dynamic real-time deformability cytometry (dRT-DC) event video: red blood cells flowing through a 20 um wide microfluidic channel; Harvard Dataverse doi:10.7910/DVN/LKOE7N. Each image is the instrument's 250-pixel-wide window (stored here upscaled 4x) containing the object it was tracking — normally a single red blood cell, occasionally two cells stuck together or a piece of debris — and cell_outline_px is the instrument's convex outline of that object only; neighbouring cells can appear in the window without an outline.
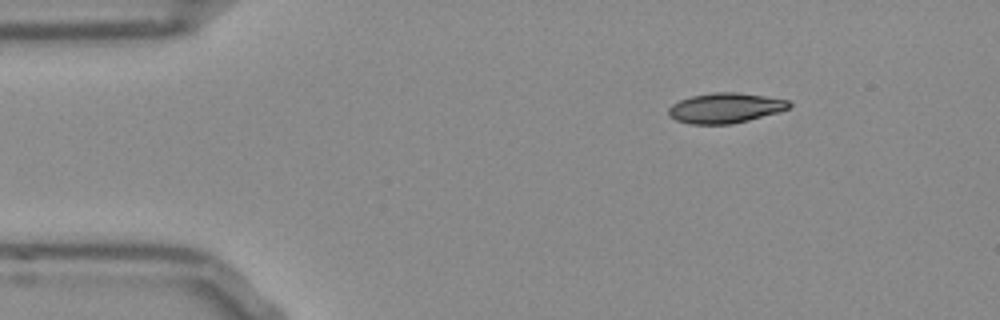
{"species": "Egyptian fruit bat (a non-hibernating species)", "species_latin": "Rousettus aegyptiacus", "temperature_condition": "room temperature", "stored_images_in_passage": 46, "camera_frame_rate_fps": 3000, "um_per_image_px": 0.085, "frame": {"image": 1, "passage_image": 1, "time_ms": 0.0, "image_size_px": [1000, 320], "cell_outline_px": [[792, 104], [788, 108], [780, 112], [732, 124], [688, 124], [676, 120], [668, 116], [668, 108], [672, 104], [680, 100], [692, 96], [712, 92], [736, 92], [764, 96], [788, 100]], "centroid_in_image_um": [61.63, 9.18], "position_along_channel_um": 23.4, "area_um2": 21.21}}
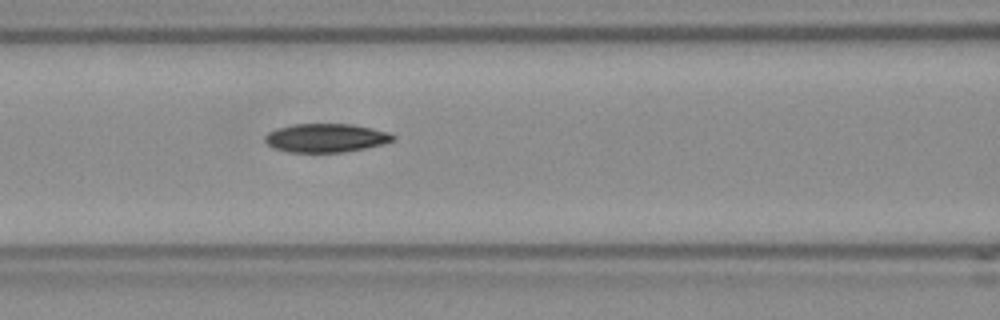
{"frame": {"image": 2, "passage_image": 15, "time_ms": 4.667, "image_size_px": [1000, 320], "cell_outline_px": [[396, 140], [384, 144], [344, 152], [292, 152], [276, 148], [268, 144], [264, 140], [264, 136], [268, 132], [276, 128], [292, 124], [352, 124], [392, 132], [396, 136]], "centroid_in_image_um": [27.76, 11.71], "position_along_channel_um": 138.8, "area_um2": 21.5}}
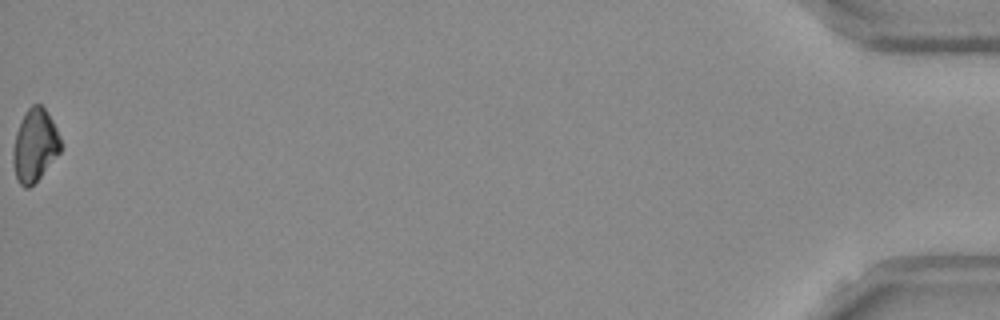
{"frame": {"image": 3, "passage_image": 46, "time_ms": 15.0, "image_size_px": [1000, 320], "cell_outline_px": [[60, 152], [40, 176], [28, 188], [24, 188], [20, 184], [16, 176], [12, 160], [12, 152], [16, 132], [20, 120], [24, 112], [32, 104], [40, 104], [44, 108], [52, 120], [60, 136]], "centroid_in_image_um": [2.93, 12.33], "position_along_channel_um": 432.3, "area_um2": 19.94}, "authors_computed_cell_mechanics": {"area_um2": 21.4438, "velocity_mm_per_s": 3.8732, "shape_relaxation_time_tau1_ms": 5.3245, "shape_relaxation_time_tau2_ms": null, "deformation_change_tau1": 0.1475, "deformation_change_tau2": null}}